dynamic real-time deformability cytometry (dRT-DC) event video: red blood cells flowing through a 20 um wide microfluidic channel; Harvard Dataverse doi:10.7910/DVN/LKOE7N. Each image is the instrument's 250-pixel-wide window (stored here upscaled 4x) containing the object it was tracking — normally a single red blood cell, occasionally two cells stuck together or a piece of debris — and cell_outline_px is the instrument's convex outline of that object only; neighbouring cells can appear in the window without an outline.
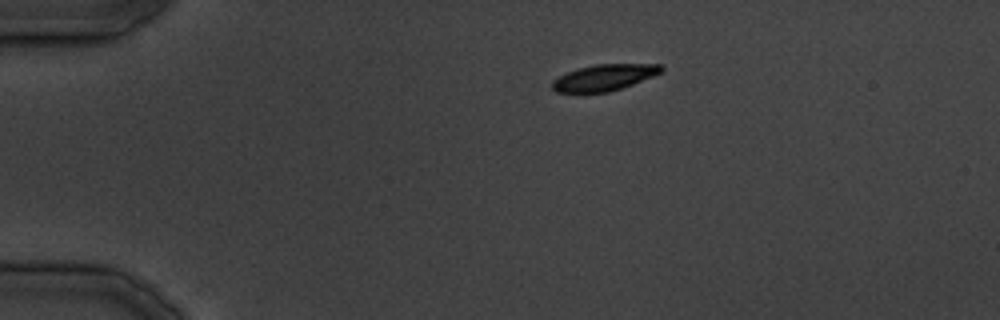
{"species": "common noctule bat (a hibernating species)", "species_latin": "Nyctalus noctula", "temperature_condition": "cold", "stored_images_in_passage": 7, "camera_frame_rate_fps": 3000, "um_per_image_px": 0.085, "animal": {"sex": "male", "body_mass_g": 19.5, "forearm_length_mm": 54.6}, "frame": {"image": 1, "passage_image": 1, "time_ms": 0.0, "image_size_px": [1000, 320], "cell_outline_px": [[664, 68], [660, 72], [652, 76], [632, 84], [608, 92], [556, 92], [552, 88], [552, 80], [576, 68], [596, 64], [664, 64]], "centroid_in_image_um": [51.34, 6.57], "position_along_channel_um": 33.7, "area_um2": 16.47}}
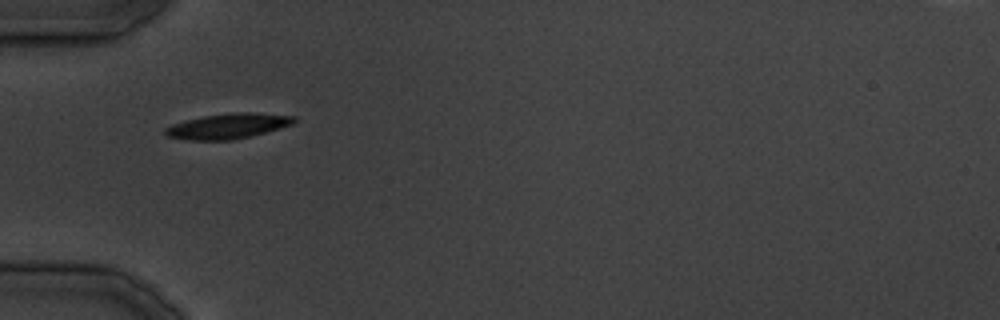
{"frame": {"image": 2, "passage_image": 6, "time_ms": 5.667, "image_size_px": [1000, 320], "cell_outline_px": [[296, 120], [292, 124], [280, 128], [232, 140], [188, 140], [168, 136], [164, 132], [164, 128], [172, 124], [184, 120], [204, 116], [232, 112], [252, 112], [296, 116]], "centroid_in_image_um": [19.35, 10.7], "position_along_channel_um": 65.6, "area_um2": 18.84}}